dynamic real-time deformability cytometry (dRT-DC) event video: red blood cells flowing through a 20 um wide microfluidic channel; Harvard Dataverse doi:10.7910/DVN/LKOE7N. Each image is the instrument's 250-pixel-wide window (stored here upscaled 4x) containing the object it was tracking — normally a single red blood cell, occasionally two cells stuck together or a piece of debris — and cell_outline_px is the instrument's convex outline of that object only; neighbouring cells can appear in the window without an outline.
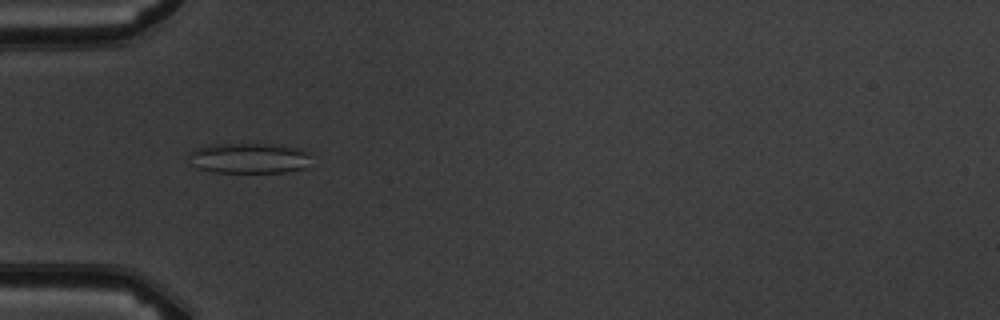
{"species": "common noctule bat (a hibernating species)", "species_latin": "Nyctalus noctula", "temperature_condition": "warm", "stored_images_in_passage": 8, "camera_frame_rate_fps": 3000, "um_per_image_px": 0.085, "animal": {"sex": "male", "body_mass_g": 19.5, "forearm_length_mm": 54.6}, "frame": {"image": 1, "passage_image": 6, "time_ms": 5.667, "image_size_px": [1000, 320], "cell_outline_px": [[308, 168], [284, 172], [212, 172], [196, 168], [188, 164], [188, 152], [192, 148], [208, 144], [280, 144], [296, 148], [308, 152]], "centroid_in_image_um": [21.06, 13.44], "position_along_channel_um": 63.9, "area_um2": 22.2}}